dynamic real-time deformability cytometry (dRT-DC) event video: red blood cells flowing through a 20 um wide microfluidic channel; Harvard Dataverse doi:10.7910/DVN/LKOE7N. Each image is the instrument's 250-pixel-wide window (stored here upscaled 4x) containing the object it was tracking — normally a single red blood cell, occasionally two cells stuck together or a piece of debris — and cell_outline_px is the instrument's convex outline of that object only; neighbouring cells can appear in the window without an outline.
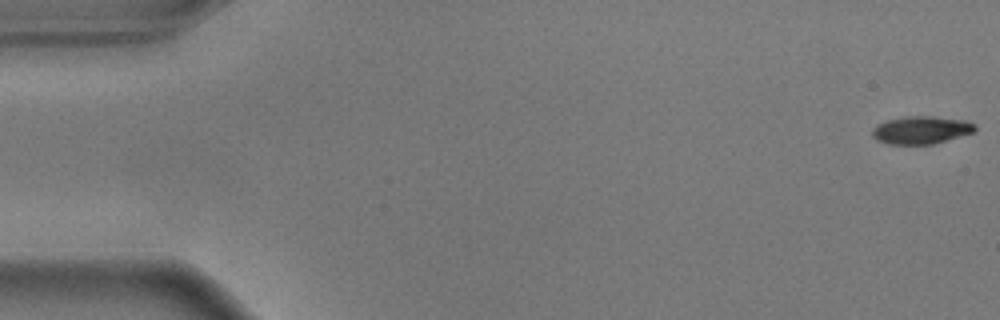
{"species": "common noctule bat (a hibernating species)", "species_latin": "Nyctalus noctula", "temperature_condition": "warm", "stored_images_in_passage": 6, "camera_frame_rate_fps": 3000, "um_per_image_px": 0.085, "animal": {"sex": "male", "body_mass_g": 17.9}, "frame": {"image": 1, "passage_image": 1, "time_ms": 0.0, "image_size_px": [1000, 320], "cell_outline_px": [[976, 132], [932, 144], [888, 144], [876, 140], [872, 136], [872, 128], [876, 124], [888, 120], [908, 116], [932, 116], [968, 120], [976, 124]], "centroid_in_image_um": [78.32, 11.05], "position_along_channel_um": 6.7, "area_um2": 16.82}}